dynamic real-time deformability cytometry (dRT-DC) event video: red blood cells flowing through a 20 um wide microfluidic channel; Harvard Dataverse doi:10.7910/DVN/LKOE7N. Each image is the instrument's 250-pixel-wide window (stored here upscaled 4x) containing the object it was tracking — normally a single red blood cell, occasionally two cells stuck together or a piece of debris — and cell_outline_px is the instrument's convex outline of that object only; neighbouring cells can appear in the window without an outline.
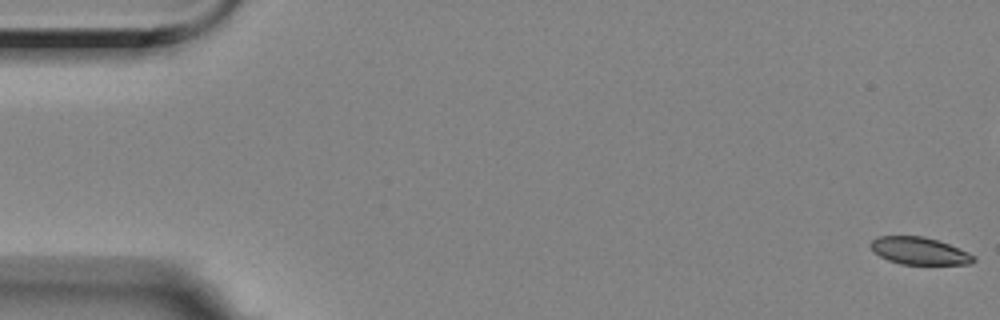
{"species": "Egyptian fruit bat (a non-hibernating species)", "species_latin": "Rousettus aegyptiacus", "temperature_condition": "room temperature", "stored_images_in_passage": 58, "camera_frame_rate_fps": 3000, "um_per_image_px": 0.085, "animal": {"sex": "female"}, "frame": {"image": 1, "passage_image": 1, "time_ms": 0.0, "image_size_px": [1000, 320], "cell_outline_px": [[976, 260], [972, 264], [900, 264], [888, 260], [880, 256], [868, 244], [876, 236], [924, 236], [940, 240], [968, 252], [976, 256]], "centroid_in_image_um": [78.17, 21.32], "position_along_channel_um": 6.8, "area_um2": 16.53}}
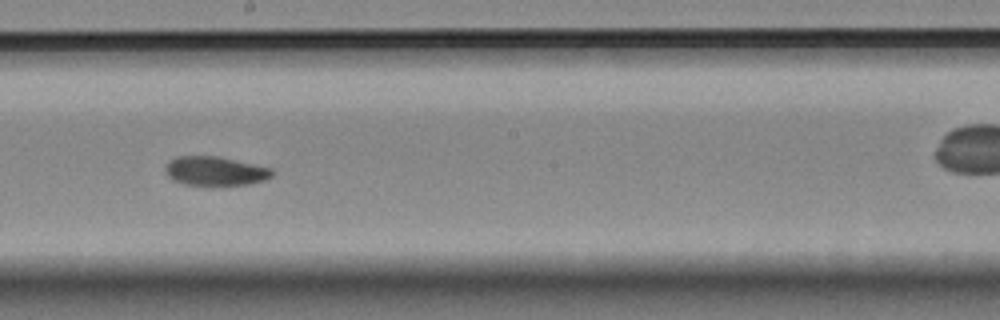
{"frame": {"image": 2, "passage_image": 32, "time_ms": 10.333, "image_size_px": [1000, 320], "cell_outline_px": [[276, 172], [272, 176], [264, 180], [248, 184], [184, 184], [172, 180], [164, 172], [164, 168], [168, 160], [176, 156], [216, 156], [272, 168]], "centroid_in_image_um": [18.26, 14.52], "position_along_channel_um": 229.9, "area_um2": 17.98}}
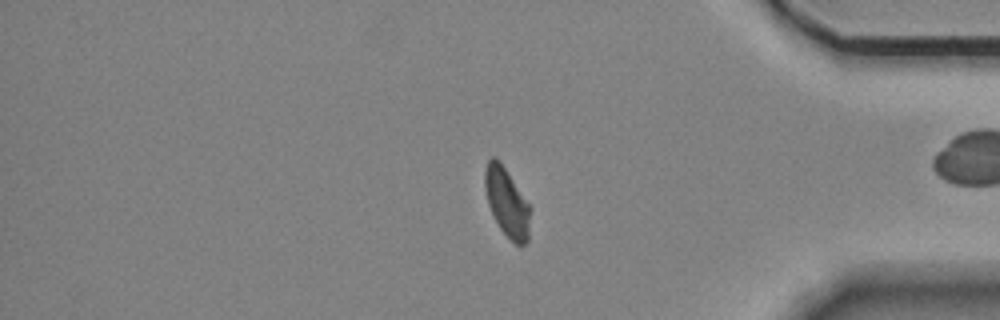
{"frame": {"image": 3, "passage_image": 48, "time_ms": 15.667, "image_size_px": [1000, 320], "cell_outline_px": [[532, 208], [528, 240], [524, 244], [516, 244], [500, 228], [488, 204], [484, 184], [484, 168], [488, 160], [492, 156], [496, 156], [500, 160]], "centroid_in_image_um": [43.1, 17.15], "position_along_channel_um": 392.1, "area_um2": 18.26}, "authors_computed_cell_mechanics": {"area_um2": 18.207, "velocity_mm_per_s": 3.4906, "shape_relaxation_time_tau1_ms": null, "shape_relaxation_time_tau2_ms": 3.9749, "deformation_change_tau1": null, "deformation_change_tau2": 0.0799}}